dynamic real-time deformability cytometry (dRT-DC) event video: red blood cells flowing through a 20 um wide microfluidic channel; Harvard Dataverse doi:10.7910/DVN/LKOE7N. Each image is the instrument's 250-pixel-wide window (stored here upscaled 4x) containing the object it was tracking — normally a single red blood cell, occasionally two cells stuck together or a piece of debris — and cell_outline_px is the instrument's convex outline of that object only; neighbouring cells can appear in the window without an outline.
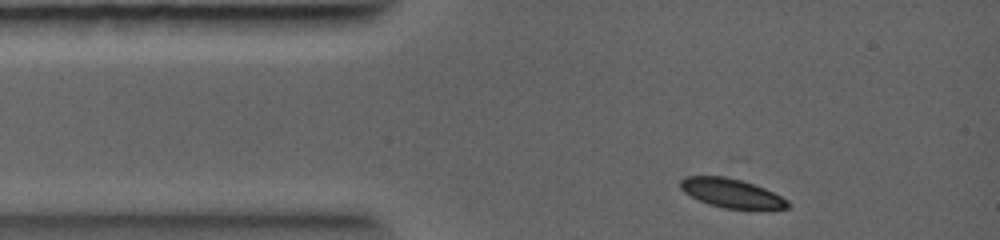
{"species": "common noctule bat (a hibernating species)", "species_latin": "Nyctalus noctula", "temperature_condition": "warm", "stored_images_in_passage": 7, "camera_frame_rate_fps": 5000, "um_per_image_px": 0.085, "animal": {"sex": "female", "body_mass_g": 19.0, "forearm_length_mm": 56.7}, "frame": {"image": 1, "passage_image": 1, "time_ms": 0.0, "image_size_px": [1000, 240], "cell_outline_px": [[792, 204], [788, 208], [724, 208], [708, 204], [684, 192], [680, 188], [680, 180], [684, 176], [724, 176], [740, 180], [764, 188], [788, 200]], "centroid_in_image_um": [62.14, 16.4], "position_along_channel_um": 22.9, "area_um2": 17.8}}
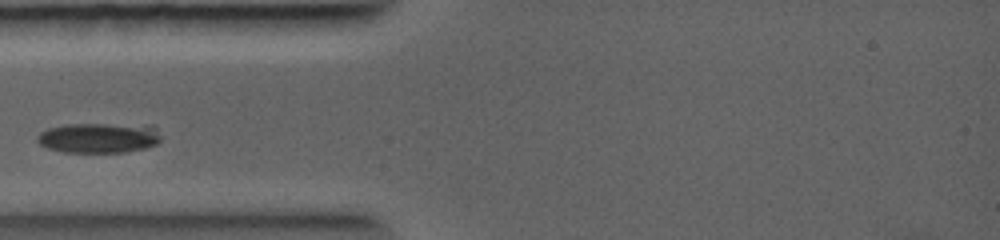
{"frame": {"image": 2, "passage_image": 3, "time_ms": 1.4, "image_size_px": [1000, 240], "cell_outline_px": [[160, 140], [156, 144], [144, 148], [124, 152], [64, 152], [48, 148], [40, 144], [36, 140], [36, 136], [40, 132], [48, 128], [68, 124], [152, 124], [156, 128], [160, 136]], "centroid_in_image_um": [8.42, 11.7], "position_along_channel_um": 76.6, "area_um2": 21.91}}